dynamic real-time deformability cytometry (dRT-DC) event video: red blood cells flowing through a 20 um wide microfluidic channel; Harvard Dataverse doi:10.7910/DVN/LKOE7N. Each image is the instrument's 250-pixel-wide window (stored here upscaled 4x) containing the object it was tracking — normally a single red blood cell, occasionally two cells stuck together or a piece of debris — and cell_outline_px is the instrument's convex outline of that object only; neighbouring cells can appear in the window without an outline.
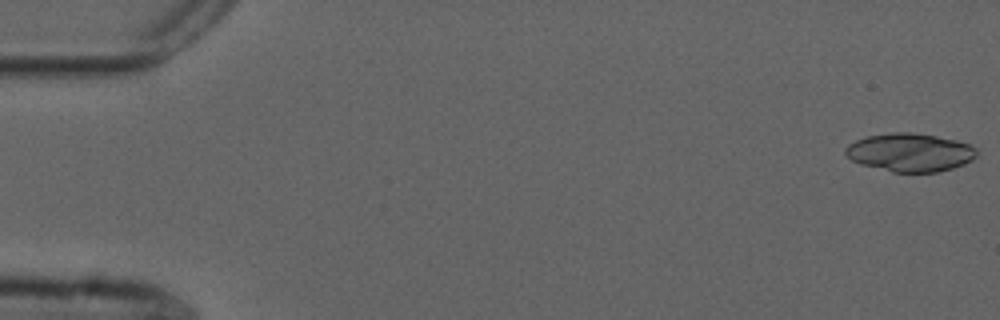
{"species": "common noctule bat (a hibernating species)", "species_latin": "Nyctalus noctula", "temperature_condition": "cold", "stored_images_in_passage": 54, "segment_of_instrument_passage": [1, 2], "camera_frame_rate_fps": 3000, "um_per_image_px": 0.085, "animal": {"sex": "male", "forearm_length_mm": 52.5}, "frame": {"image": 1, "passage_image": 1, "time_ms": 0.0, "image_size_px": [1000, 320], "cell_outline_px": [[976, 156], [972, 160], [964, 164], [952, 168], [936, 172], [892, 172], [860, 164], [852, 160], [844, 152], [844, 148], [848, 144], [856, 140], [868, 136], [892, 132], [912, 132], [936, 136], [956, 140], [968, 144], [976, 148]], "centroid_in_image_um": [77.33, 12.95], "position_along_channel_um": 7.7, "area_um2": 29.25}}